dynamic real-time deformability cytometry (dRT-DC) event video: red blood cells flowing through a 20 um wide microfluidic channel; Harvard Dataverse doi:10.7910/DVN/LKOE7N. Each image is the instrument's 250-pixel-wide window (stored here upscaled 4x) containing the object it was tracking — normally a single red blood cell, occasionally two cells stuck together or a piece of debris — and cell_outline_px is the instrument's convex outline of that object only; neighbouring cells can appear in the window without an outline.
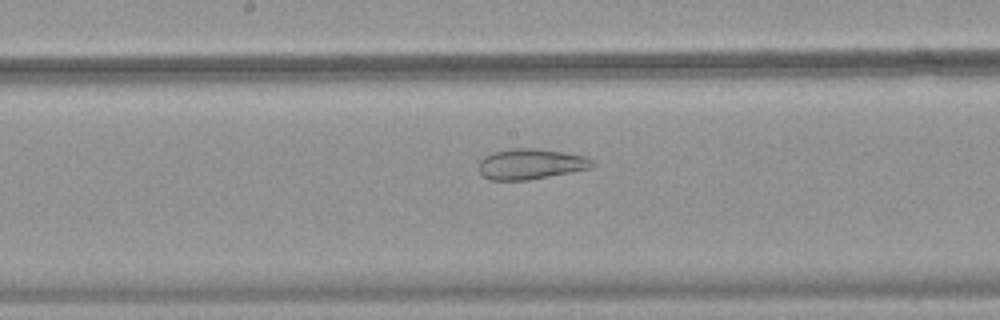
{"species": "common noctule bat (a hibernating species)", "species_latin": "Nyctalus noctula", "temperature_condition": "warm", "stored_images_in_passage": 52, "camera_frame_rate_fps": 3000, "um_per_image_px": 0.085, "animal": {"sex": "female", "body_mass_g": 18.4}, "frame": {"image": 1, "passage_image": 29, "time_ms": 9.333, "image_size_px": [1000, 320], "cell_outline_px": [[596, 164], [592, 168], [528, 180], [488, 180], [480, 172], [480, 160], [484, 156], [492, 152], [516, 148], [532, 148], [560, 152], [584, 156], [592, 160]], "centroid_in_image_um": [45.1, 13.95], "position_along_channel_um": 203.1, "area_um2": 20.0}}
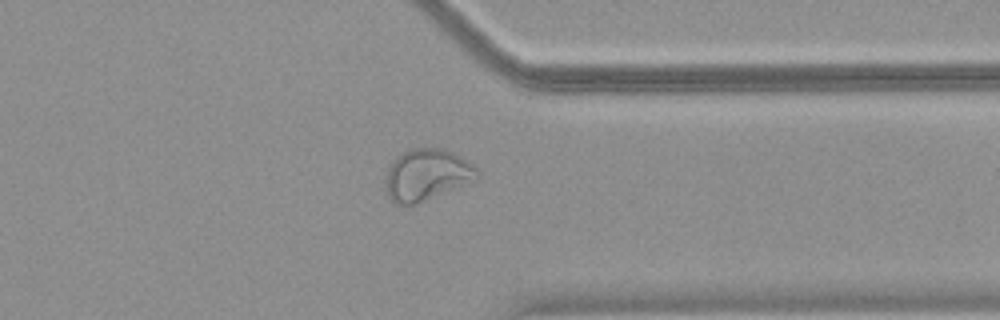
{"frame": {"image": 2, "passage_image": 42, "time_ms": 13.667, "image_size_px": [1000, 320], "cell_outline_px": [[480, 176], [416, 204], [396, 204], [388, 196], [384, 188], [388, 172], [392, 160], [396, 156], [412, 148], [444, 148], [476, 164], [480, 172]], "centroid_in_image_um": [36.26, 14.82], "position_along_channel_um": 375.1, "area_um2": 27.17}}
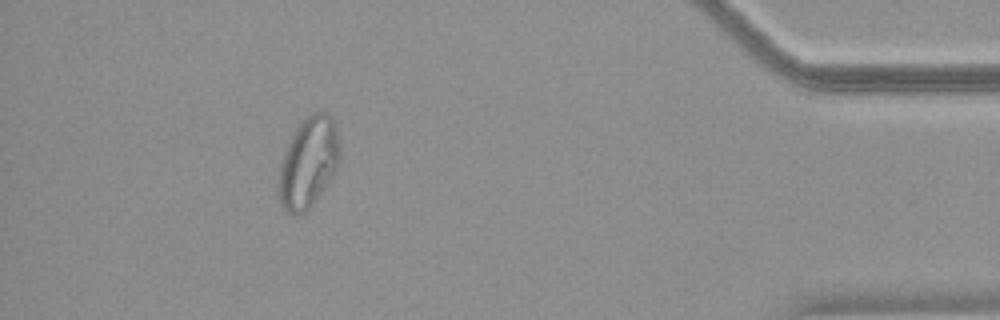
{"frame": {"image": 3, "passage_image": 48, "time_ms": 15.667, "image_size_px": [1000, 320], "cell_outline_px": [[340, 160], [336, 168], [312, 204], [304, 212], [296, 216], [288, 212], [280, 204], [276, 188], [280, 168], [284, 152], [300, 120], [312, 112], [324, 112], [336, 124], [340, 148]], "centroid_in_image_um": [26.18, 13.8], "position_along_channel_um": 409.0, "area_um2": 32.02}}